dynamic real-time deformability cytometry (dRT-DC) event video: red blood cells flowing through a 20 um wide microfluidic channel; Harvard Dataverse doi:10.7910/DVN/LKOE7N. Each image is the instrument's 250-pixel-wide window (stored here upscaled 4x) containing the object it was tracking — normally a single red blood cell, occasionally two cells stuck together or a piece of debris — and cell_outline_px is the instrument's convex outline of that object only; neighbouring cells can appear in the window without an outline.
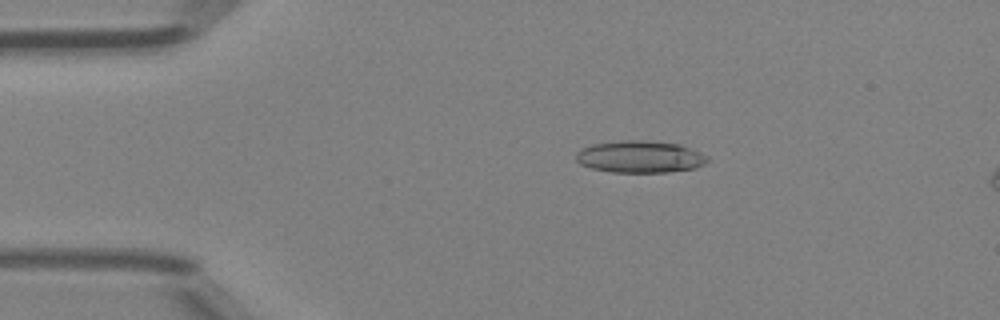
{"species": "Egyptian fruit bat (a non-hibernating species)", "species_latin": "Rousettus aegyptiacus", "temperature_condition": "room temperature", "stored_images_in_passage": 5, "camera_frame_rate_fps": 3000, "um_per_image_px": 0.085, "animal": {"sex": "female"}, "frame": {"image": 1, "passage_image": 3, "time_ms": 2.333, "image_size_px": [1000, 320], "cell_outline_px": [[708, 160], [704, 164], [696, 168], [668, 172], [612, 172], [592, 168], [580, 164], [576, 160], [576, 152], [580, 148], [592, 144], [628, 140], [636, 140], [680, 144], [700, 152], [708, 156]], "centroid_in_image_um": [54.39, 13.33], "position_along_channel_um": 30.6, "area_um2": 24.45}}
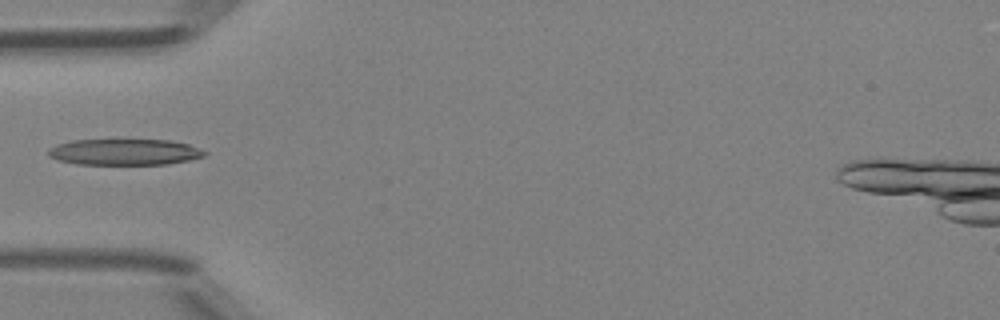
{"frame": {"image": 2, "passage_image": 5, "time_ms": 4.667, "image_size_px": [1000, 320], "cell_outline_px": [[208, 152], [204, 156], [188, 160], [168, 164], [76, 164], [60, 160], [48, 156], [48, 148], [56, 144], [72, 140], [168, 140], [188, 144]], "centroid_in_image_um": [10.56, 12.92], "position_along_channel_um": 74.4, "area_um2": 23.7}}